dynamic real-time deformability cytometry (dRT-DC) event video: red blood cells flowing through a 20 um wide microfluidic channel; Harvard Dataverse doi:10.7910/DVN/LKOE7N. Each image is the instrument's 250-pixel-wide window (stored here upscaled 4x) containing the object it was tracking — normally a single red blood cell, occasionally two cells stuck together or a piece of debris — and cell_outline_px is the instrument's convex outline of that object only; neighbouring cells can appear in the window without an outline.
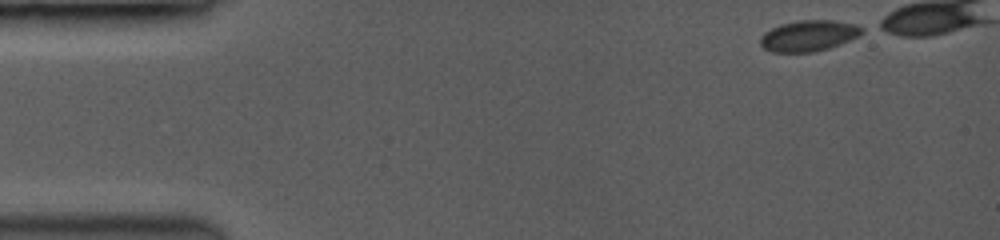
{"species": "common noctule bat (a hibernating species)", "species_latin": "Nyctalus noctula", "temperature_condition": "room temperature", "stored_images_in_passage": 36, "camera_frame_rate_fps": 3500, "um_per_image_px": 0.085, "animal": {"sex": "female", "body_mass_g": 19.0, "forearm_length_mm": 53.3}, "frame": {"image": 1, "passage_image": 1, "time_ms": 0.0, "image_size_px": [1000, 240], "cell_outline_px": [[860, 32], [856, 36], [848, 40], [828, 48], [812, 52], [772, 52], [764, 48], [760, 44], [760, 40], [764, 32], [772, 28], [784, 24], [804, 20], [828, 20], [852, 24], [860, 28]], "centroid_in_image_um": [68.65, 3.05], "position_along_channel_um": 16.4, "area_um2": 17.57}}
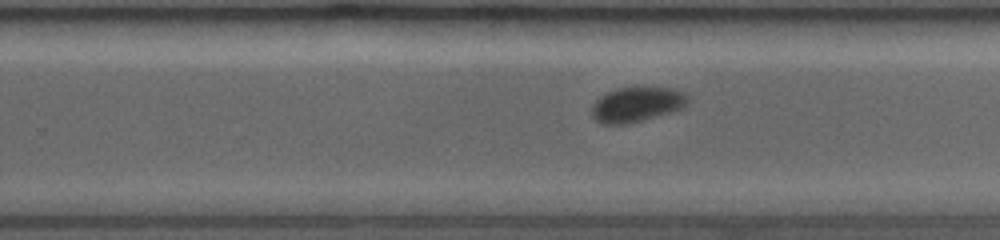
{"frame": {"image": 2, "passage_image": 26, "time_ms": 9.143, "image_size_px": [1000, 240], "cell_outline_px": [[684, 104], [680, 108], [668, 112], [640, 120], [624, 124], [604, 124], [596, 120], [592, 116], [592, 108], [596, 100], [608, 92], [620, 88], [668, 88], [684, 96]], "centroid_in_image_um": [53.99, 8.9], "position_along_channel_um": 275.8, "area_um2": 18.26}}
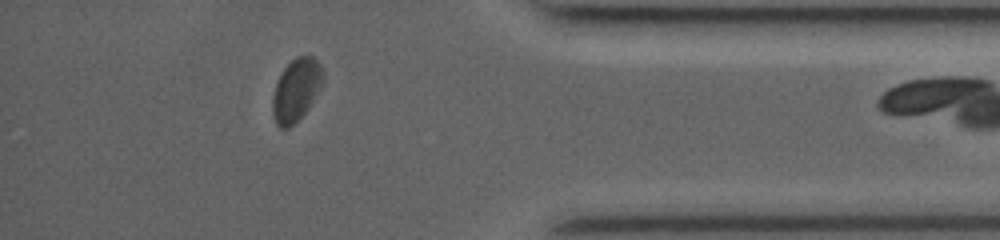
{"frame": {"image": 3, "passage_image": 35, "time_ms": 12.857, "image_size_px": [1000, 240], "cell_outline_px": [[324, 80], [320, 88], [304, 112], [288, 128], [280, 128], [276, 124], [272, 112], [272, 96], [276, 84], [284, 68], [296, 56], [312, 56], [320, 64], [324, 72]], "centroid_in_image_um": [25.17, 7.62], "position_along_channel_um": 410.0, "area_um2": 18.03}}